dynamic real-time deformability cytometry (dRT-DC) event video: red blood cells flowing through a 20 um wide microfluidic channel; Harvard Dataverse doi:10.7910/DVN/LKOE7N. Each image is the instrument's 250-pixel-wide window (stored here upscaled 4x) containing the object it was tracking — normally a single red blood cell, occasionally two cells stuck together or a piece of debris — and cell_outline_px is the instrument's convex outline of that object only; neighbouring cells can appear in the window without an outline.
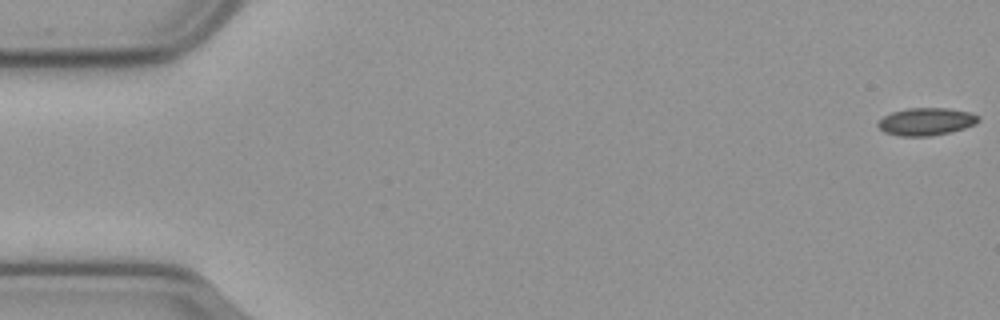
{"species": "common noctule bat (a hibernating species)", "species_latin": "Nyctalus noctula", "temperature_condition": "cold", "stored_images_in_passage": 51, "camera_frame_rate_fps": 3000, "um_per_image_px": 0.085, "animal": {"sex": "male", "body_mass_g": 23.1, "forearm_length_mm": 52.7}, "frame": {"image": 1, "passage_image": 1, "time_ms": 0.0, "image_size_px": [1000, 320], "cell_outline_px": [[980, 120], [976, 124], [952, 132], [928, 136], [900, 136], [884, 132], [876, 124], [884, 116], [892, 112], [908, 108], [948, 108], [968, 112], [980, 116]], "centroid_in_image_um": [78.74, 10.34], "position_along_channel_um": 6.3, "area_um2": 16.13}}
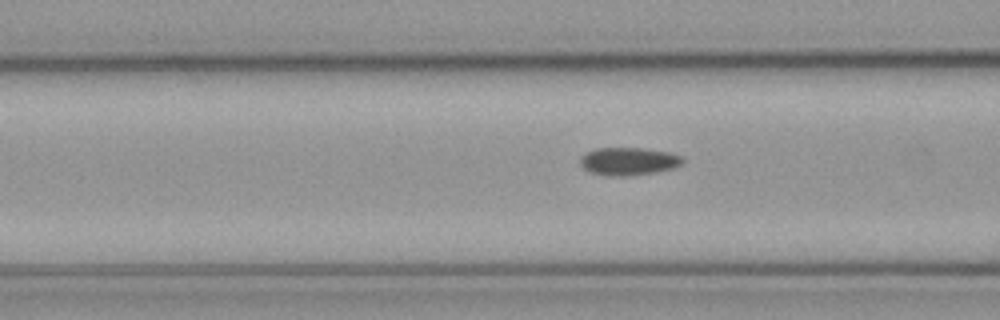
{"frame": {"image": 2, "passage_image": 22, "time_ms": 7.0, "image_size_px": [1000, 320], "cell_outline_px": [[684, 160], [680, 164], [672, 168], [656, 172], [624, 176], [608, 176], [588, 172], [580, 164], [580, 156], [584, 152], [596, 148], [640, 148], [668, 152], [680, 156]], "centroid_in_image_um": [53.35, 13.71], "position_along_channel_um": 113.3, "area_um2": 16.59}}
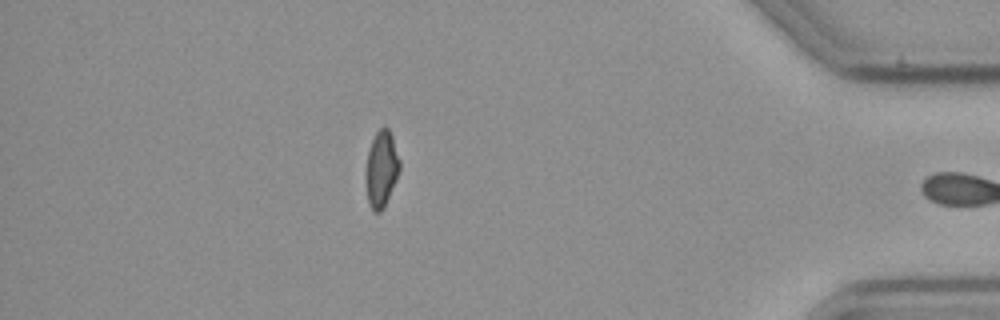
{"frame": {"image": 3, "passage_image": 50, "time_ms": 16.333, "image_size_px": [1000, 320], "cell_outline_px": [[400, 168], [396, 180], [384, 208], [380, 212], [372, 212], [368, 204], [368, 152], [372, 140], [376, 132], [384, 124], [388, 128], [392, 136], [400, 160]], "centroid_in_image_um": [32.46, 14.35], "position_along_channel_um": 402.7, "area_um2": 14.62}, "authors_computed_cell_mechanics": {"area_um2": 16.184, "velocity_mm_per_s": 3.6151, "shape_relaxation_time_tau1_ms": null, "shape_relaxation_time_tau2_ms": 6.5132, "deformation_change_tau1": null, "deformation_change_tau2": 0.0996}}